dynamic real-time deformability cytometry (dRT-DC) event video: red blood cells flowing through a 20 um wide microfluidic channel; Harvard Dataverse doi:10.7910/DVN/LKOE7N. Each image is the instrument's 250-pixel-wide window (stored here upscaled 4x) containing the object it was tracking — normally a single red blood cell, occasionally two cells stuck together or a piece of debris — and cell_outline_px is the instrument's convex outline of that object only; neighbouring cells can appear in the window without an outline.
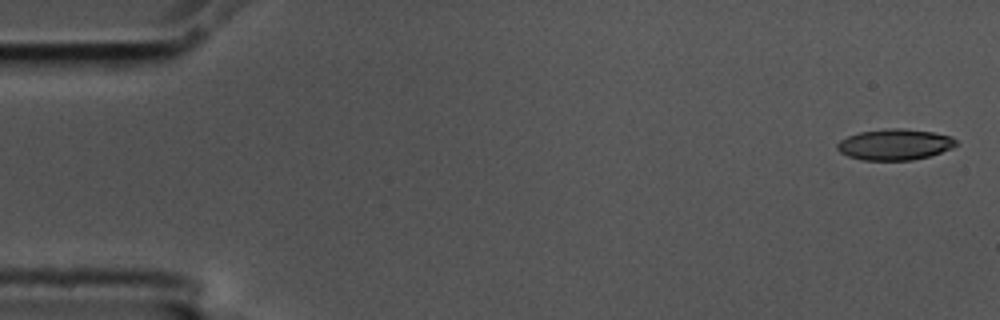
{"species": "common noctule bat (a hibernating species)", "species_latin": "Nyctalus noctula", "temperature_condition": "cold", "stored_images_in_passage": 5, "camera_frame_rate_fps": 3000, "um_per_image_px": 0.085, "animal": {"sex": "male", "body_mass_g": 17.5, "forearm_length_mm": 52.3}, "frame": {"image": 1, "passage_image": 1, "time_ms": 0.0, "image_size_px": [1000, 320], "cell_outline_px": [[956, 144], [952, 148], [928, 156], [912, 160], [860, 160], [848, 156], [840, 152], [836, 148], [836, 144], [840, 140], [848, 136], [860, 132], [884, 128], [900, 128], [932, 132], [952, 136], [956, 140]], "centroid_in_image_um": [76.02, 12.28], "position_along_channel_um": 9.0, "area_um2": 21.44}}
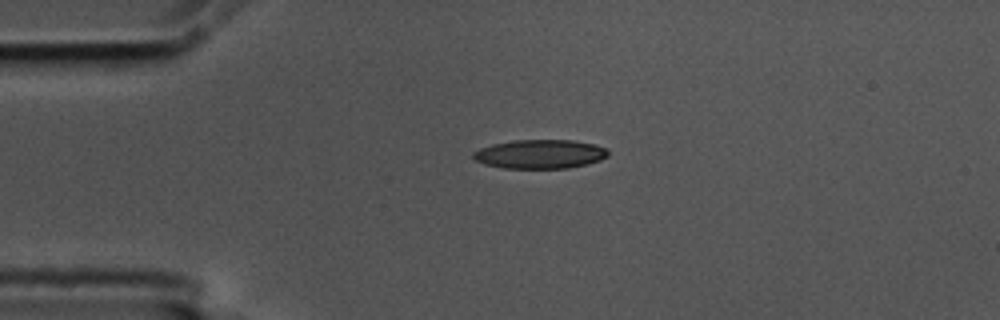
{"frame": {"image": 2, "passage_image": 4, "time_ms": 1.0, "image_size_px": [1000, 320], "cell_outline_px": [[608, 156], [600, 160], [568, 168], [504, 168], [484, 164], [476, 160], [472, 156], [472, 152], [480, 148], [492, 144], [516, 140], [572, 140], [596, 144], [608, 148]], "centroid_in_image_um": [45.91, 13.09], "position_along_channel_um": 39.1, "area_um2": 22.77}}